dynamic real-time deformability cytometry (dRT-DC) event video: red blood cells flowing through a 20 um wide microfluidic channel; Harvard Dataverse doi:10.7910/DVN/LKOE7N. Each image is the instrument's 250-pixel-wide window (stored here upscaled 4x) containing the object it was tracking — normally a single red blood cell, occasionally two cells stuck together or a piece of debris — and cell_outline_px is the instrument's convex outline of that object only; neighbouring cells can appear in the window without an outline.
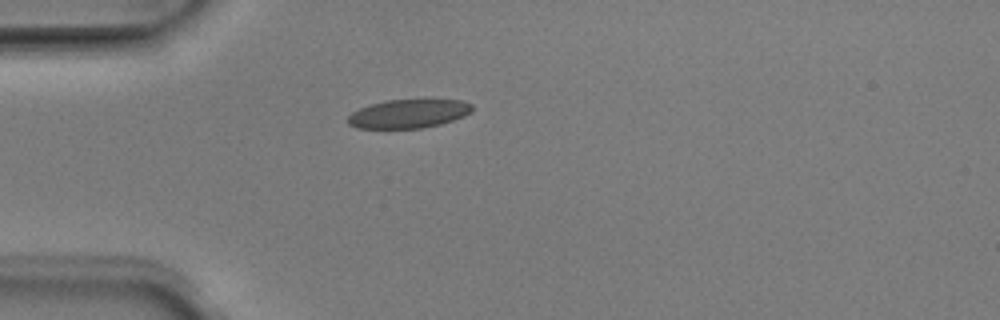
{"species": "Egyptian fruit bat (a non-hibernating species)", "species_latin": "Rousettus aegyptiacus", "temperature_condition": "room temperature", "stored_images_in_passage": 38, "camera_frame_rate_fps": 3000, "um_per_image_px": 0.085, "animal": {"sex": "male"}, "frame": {"image": 1, "passage_image": 1, "time_ms": 0.0, "image_size_px": [1000, 320], "cell_outline_px": [[472, 112], [464, 116], [440, 124], [424, 128], [356, 128], [348, 124], [348, 116], [352, 112], [360, 108], [384, 100], [460, 100], [472, 104]], "centroid_in_image_um": [34.72, 9.67], "position_along_channel_um": 50.3, "area_um2": 20.69}}
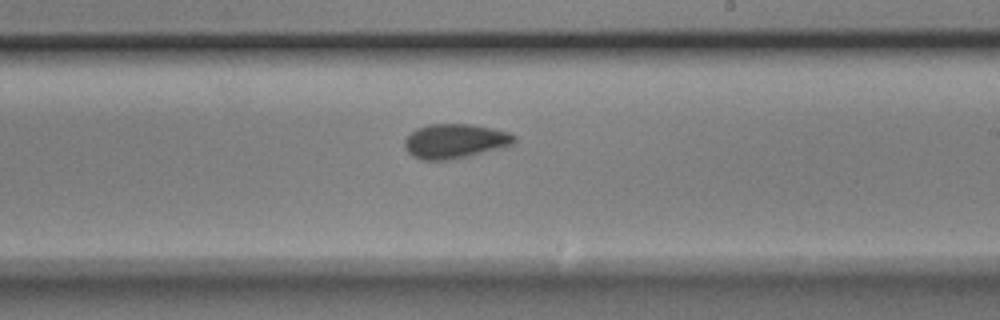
{"frame": {"image": 2, "passage_image": 17, "time_ms": 5.333, "image_size_px": [1000, 320], "cell_outline_px": [[516, 140], [512, 144], [448, 160], [420, 160], [412, 156], [404, 148], [404, 140], [416, 128], [428, 124], [472, 124], [512, 132], [516, 136]], "centroid_in_image_um": [38.63, 11.97], "position_along_channel_um": 250.4, "area_um2": 21.85}}
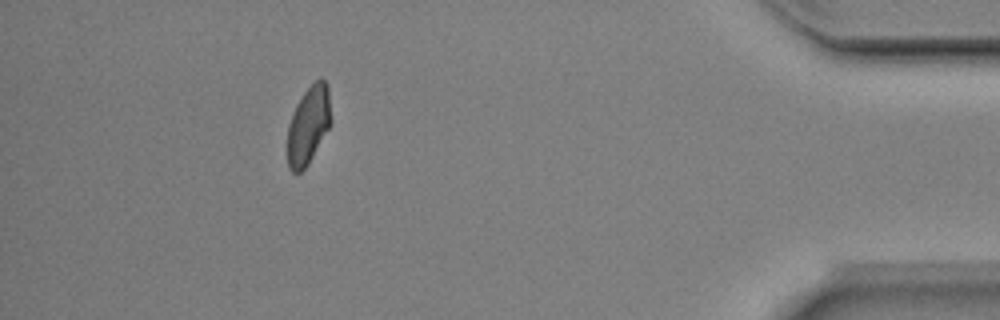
{"frame": {"image": 3, "passage_image": 33, "time_ms": 10.667, "image_size_px": [1000, 320], "cell_outline_px": [[328, 128], [308, 164], [300, 172], [292, 172], [288, 168], [288, 124], [296, 104], [304, 92], [320, 76], [328, 84]], "centroid_in_image_um": [26.17, 10.64], "position_along_channel_um": 409.0, "area_um2": 19.07}, "authors_computed_cell_mechanics": {"area_um2": 21.097, "velocity_mm_per_s": 3.9793, "shape_relaxation_time_tau1_ms": null, "shape_relaxation_time_tau2_ms": 1.4874, "deformation_change_tau1": null, "deformation_change_tau2": 0.0621}}